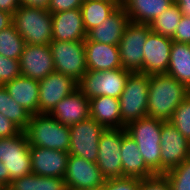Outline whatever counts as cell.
Listing matches in <instances>:
<instances>
[{
  "mask_svg": "<svg viewBox=\"0 0 190 190\" xmlns=\"http://www.w3.org/2000/svg\"><path fill=\"white\" fill-rule=\"evenodd\" d=\"M189 95L188 88L167 74L149 76L148 117L169 121L177 106Z\"/></svg>",
  "mask_w": 190,
  "mask_h": 190,
  "instance_id": "1",
  "label": "cell"
},
{
  "mask_svg": "<svg viewBox=\"0 0 190 190\" xmlns=\"http://www.w3.org/2000/svg\"><path fill=\"white\" fill-rule=\"evenodd\" d=\"M165 121L145 117L129 122L125 129L137 143L146 166L154 173L161 174V129Z\"/></svg>",
  "mask_w": 190,
  "mask_h": 190,
  "instance_id": "2",
  "label": "cell"
},
{
  "mask_svg": "<svg viewBox=\"0 0 190 190\" xmlns=\"http://www.w3.org/2000/svg\"><path fill=\"white\" fill-rule=\"evenodd\" d=\"M12 24L26 44L49 45L52 37V14L45 8L21 5L13 14Z\"/></svg>",
  "mask_w": 190,
  "mask_h": 190,
  "instance_id": "3",
  "label": "cell"
},
{
  "mask_svg": "<svg viewBox=\"0 0 190 190\" xmlns=\"http://www.w3.org/2000/svg\"><path fill=\"white\" fill-rule=\"evenodd\" d=\"M24 132L30 146L69 151V126L61 124L49 114L31 115Z\"/></svg>",
  "mask_w": 190,
  "mask_h": 190,
  "instance_id": "4",
  "label": "cell"
},
{
  "mask_svg": "<svg viewBox=\"0 0 190 190\" xmlns=\"http://www.w3.org/2000/svg\"><path fill=\"white\" fill-rule=\"evenodd\" d=\"M149 76L141 72H131L127 78L119 97L121 118L126 125L148 116Z\"/></svg>",
  "mask_w": 190,
  "mask_h": 190,
  "instance_id": "5",
  "label": "cell"
},
{
  "mask_svg": "<svg viewBox=\"0 0 190 190\" xmlns=\"http://www.w3.org/2000/svg\"><path fill=\"white\" fill-rule=\"evenodd\" d=\"M130 73L129 70L123 68L106 71L88 70L78 82V88L88 99L97 96H109L119 99Z\"/></svg>",
  "mask_w": 190,
  "mask_h": 190,
  "instance_id": "6",
  "label": "cell"
},
{
  "mask_svg": "<svg viewBox=\"0 0 190 190\" xmlns=\"http://www.w3.org/2000/svg\"><path fill=\"white\" fill-rule=\"evenodd\" d=\"M55 72L63 73L79 82L88 71L84 40L51 41L49 43Z\"/></svg>",
  "mask_w": 190,
  "mask_h": 190,
  "instance_id": "7",
  "label": "cell"
},
{
  "mask_svg": "<svg viewBox=\"0 0 190 190\" xmlns=\"http://www.w3.org/2000/svg\"><path fill=\"white\" fill-rule=\"evenodd\" d=\"M0 162L9 172V185L32 173L30 145L24 131L13 137L0 138Z\"/></svg>",
  "mask_w": 190,
  "mask_h": 190,
  "instance_id": "8",
  "label": "cell"
},
{
  "mask_svg": "<svg viewBox=\"0 0 190 190\" xmlns=\"http://www.w3.org/2000/svg\"><path fill=\"white\" fill-rule=\"evenodd\" d=\"M70 145L68 153L96 162L99 152V140L105 127L89 117L69 126Z\"/></svg>",
  "mask_w": 190,
  "mask_h": 190,
  "instance_id": "9",
  "label": "cell"
},
{
  "mask_svg": "<svg viewBox=\"0 0 190 190\" xmlns=\"http://www.w3.org/2000/svg\"><path fill=\"white\" fill-rule=\"evenodd\" d=\"M127 134L125 128L105 129L99 140V152L96 161L106 179L122 177L121 144Z\"/></svg>",
  "mask_w": 190,
  "mask_h": 190,
  "instance_id": "10",
  "label": "cell"
},
{
  "mask_svg": "<svg viewBox=\"0 0 190 190\" xmlns=\"http://www.w3.org/2000/svg\"><path fill=\"white\" fill-rule=\"evenodd\" d=\"M151 31L146 24L130 22L118 44L120 60L123 69L130 72H140L143 68V46Z\"/></svg>",
  "mask_w": 190,
  "mask_h": 190,
  "instance_id": "11",
  "label": "cell"
},
{
  "mask_svg": "<svg viewBox=\"0 0 190 190\" xmlns=\"http://www.w3.org/2000/svg\"><path fill=\"white\" fill-rule=\"evenodd\" d=\"M161 174L190 158V142L169 121L161 129Z\"/></svg>",
  "mask_w": 190,
  "mask_h": 190,
  "instance_id": "12",
  "label": "cell"
},
{
  "mask_svg": "<svg viewBox=\"0 0 190 190\" xmlns=\"http://www.w3.org/2000/svg\"><path fill=\"white\" fill-rule=\"evenodd\" d=\"M64 179L67 190H86L101 187L107 180L96 162L70 154Z\"/></svg>",
  "mask_w": 190,
  "mask_h": 190,
  "instance_id": "13",
  "label": "cell"
},
{
  "mask_svg": "<svg viewBox=\"0 0 190 190\" xmlns=\"http://www.w3.org/2000/svg\"><path fill=\"white\" fill-rule=\"evenodd\" d=\"M78 82L63 73L53 72L39 81V114H49L57 103L73 93Z\"/></svg>",
  "mask_w": 190,
  "mask_h": 190,
  "instance_id": "14",
  "label": "cell"
},
{
  "mask_svg": "<svg viewBox=\"0 0 190 190\" xmlns=\"http://www.w3.org/2000/svg\"><path fill=\"white\" fill-rule=\"evenodd\" d=\"M172 42L171 38L150 31L143 46V68L140 72L148 75L166 74Z\"/></svg>",
  "mask_w": 190,
  "mask_h": 190,
  "instance_id": "15",
  "label": "cell"
},
{
  "mask_svg": "<svg viewBox=\"0 0 190 190\" xmlns=\"http://www.w3.org/2000/svg\"><path fill=\"white\" fill-rule=\"evenodd\" d=\"M21 75L40 81L55 72L49 45L26 44L19 59Z\"/></svg>",
  "mask_w": 190,
  "mask_h": 190,
  "instance_id": "16",
  "label": "cell"
},
{
  "mask_svg": "<svg viewBox=\"0 0 190 190\" xmlns=\"http://www.w3.org/2000/svg\"><path fill=\"white\" fill-rule=\"evenodd\" d=\"M32 174L64 178L69 153L56 149L30 146Z\"/></svg>",
  "mask_w": 190,
  "mask_h": 190,
  "instance_id": "17",
  "label": "cell"
},
{
  "mask_svg": "<svg viewBox=\"0 0 190 190\" xmlns=\"http://www.w3.org/2000/svg\"><path fill=\"white\" fill-rule=\"evenodd\" d=\"M49 115L61 124L71 126L90 117V101L77 88L57 103Z\"/></svg>",
  "mask_w": 190,
  "mask_h": 190,
  "instance_id": "18",
  "label": "cell"
},
{
  "mask_svg": "<svg viewBox=\"0 0 190 190\" xmlns=\"http://www.w3.org/2000/svg\"><path fill=\"white\" fill-rule=\"evenodd\" d=\"M52 21L53 41H81L87 37L80 9L52 13Z\"/></svg>",
  "mask_w": 190,
  "mask_h": 190,
  "instance_id": "19",
  "label": "cell"
},
{
  "mask_svg": "<svg viewBox=\"0 0 190 190\" xmlns=\"http://www.w3.org/2000/svg\"><path fill=\"white\" fill-rule=\"evenodd\" d=\"M130 18L120 5L108 18L87 33L85 40L96 41L104 44L118 45Z\"/></svg>",
  "mask_w": 190,
  "mask_h": 190,
  "instance_id": "20",
  "label": "cell"
},
{
  "mask_svg": "<svg viewBox=\"0 0 190 190\" xmlns=\"http://www.w3.org/2000/svg\"><path fill=\"white\" fill-rule=\"evenodd\" d=\"M88 70L106 71L122 68L118 45L84 40Z\"/></svg>",
  "mask_w": 190,
  "mask_h": 190,
  "instance_id": "21",
  "label": "cell"
},
{
  "mask_svg": "<svg viewBox=\"0 0 190 190\" xmlns=\"http://www.w3.org/2000/svg\"><path fill=\"white\" fill-rule=\"evenodd\" d=\"M4 86L10 97L26 111L31 115L39 114V81L21 75Z\"/></svg>",
  "mask_w": 190,
  "mask_h": 190,
  "instance_id": "22",
  "label": "cell"
},
{
  "mask_svg": "<svg viewBox=\"0 0 190 190\" xmlns=\"http://www.w3.org/2000/svg\"><path fill=\"white\" fill-rule=\"evenodd\" d=\"M90 101V117L96 120L106 129L125 128L120 111V101L118 98L109 96H97Z\"/></svg>",
  "mask_w": 190,
  "mask_h": 190,
  "instance_id": "23",
  "label": "cell"
},
{
  "mask_svg": "<svg viewBox=\"0 0 190 190\" xmlns=\"http://www.w3.org/2000/svg\"><path fill=\"white\" fill-rule=\"evenodd\" d=\"M172 2V0H121V6L132 23L149 25Z\"/></svg>",
  "mask_w": 190,
  "mask_h": 190,
  "instance_id": "24",
  "label": "cell"
},
{
  "mask_svg": "<svg viewBox=\"0 0 190 190\" xmlns=\"http://www.w3.org/2000/svg\"><path fill=\"white\" fill-rule=\"evenodd\" d=\"M120 152L122 159V177L143 179L154 175L146 166L137 143L128 134L122 139Z\"/></svg>",
  "mask_w": 190,
  "mask_h": 190,
  "instance_id": "25",
  "label": "cell"
},
{
  "mask_svg": "<svg viewBox=\"0 0 190 190\" xmlns=\"http://www.w3.org/2000/svg\"><path fill=\"white\" fill-rule=\"evenodd\" d=\"M121 5V0H84L80 11L86 33L97 27Z\"/></svg>",
  "mask_w": 190,
  "mask_h": 190,
  "instance_id": "26",
  "label": "cell"
},
{
  "mask_svg": "<svg viewBox=\"0 0 190 190\" xmlns=\"http://www.w3.org/2000/svg\"><path fill=\"white\" fill-rule=\"evenodd\" d=\"M167 75L190 87V44L172 42Z\"/></svg>",
  "mask_w": 190,
  "mask_h": 190,
  "instance_id": "27",
  "label": "cell"
},
{
  "mask_svg": "<svg viewBox=\"0 0 190 190\" xmlns=\"http://www.w3.org/2000/svg\"><path fill=\"white\" fill-rule=\"evenodd\" d=\"M11 190H67L64 178L29 174L13 180Z\"/></svg>",
  "mask_w": 190,
  "mask_h": 190,
  "instance_id": "28",
  "label": "cell"
},
{
  "mask_svg": "<svg viewBox=\"0 0 190 190\" xmlns=\"http://www.w3.org/2000/svg\"><path fill=\"white\" fill-rule=\"evenodd\" d=\"M0 113L22 131L27 129L31 114L10 97L4 85H0Z\"/></svg>",
  "mask_w": 190,
  "mask_h": 190,
  "instance_id": "29",
  "label": "cell"
},
{
  "mask_svg": "<svg viewBox=\"0 0 190 190\" xmlns=\"http://www.w3.org/2000/svg\"><path fill=\"white\" fill-rule=\"evenodd\" d=\"M182 16L179 6L172 2L166 10L149 24L150 29L155 33L172 38Z\"/></svg>",
  "mask_w": 190,
  "mask_h": 190,
  "instance_id": "30",
  "label": "cell"
},
{
  "mask_svg": "<svg viewBox=\"0 0 190 190\" xmlns=\"http://www.w3.org/2000/svg\"><path fill=\"white\" fill-rule=\"evenodd\" d=\"M26 43L14 25L0 31V54L19 60Z\"/></svg>",
  "mask_w": 190,
  "mask_h": 190,
  "instance_id": "31",
  "label": "cell"
},
{
  "mask_svg": "<svg viewBox=\"0 0 190 190\" xmlns=\"http://www.w3.org/2000/svg\"><path fill=\"white\" fill-rule=\"evenodd\" d=\"M169 122L190 142V95L177 106Z\"/></svg>",
  "mask_w": 190,
  "mask_h": 190,
  "instance_id": "32",
  "label": "cell"
},
{
  "mask_svg": "<svg viewBox=\"0 0 190 190\" xmlns=\"http://www.w3.org/2000/svg\"><path fill=\"white\" fill-rule=\"evenodd\" d=\"M164 174L171 190H190V158Z\"/></svg>",
  "mask_w": 190,
  "mask_h": 190,
  "instance_id": "33",
  "label": "cell"
},
{
  "mask_svg": "<svg viewBox=\"0 0 190 190\" xmlns=\"http://www.w3.org/2000/svg\"><path fill=\"white\" fill-rule=\"evenodd\" d=\"M18 76H21L19 60L0 54V85H5Z\"/></svg>",
  "mask_w": 190,
  "mask_h": 190,
  "instance_id": "34",
  "label": "cell"
},
{
  "mask_svg": "<svg viewBox=\"0 0 190 190\" xmlns=\"http://www.w3.org/2000/svg\"><path fill=\"white\" fill-rule=\"evenodd\" d=\"M140 184L139 178L121 177L107 179L103 185V190H138Z\"/></svg>",
  "mask_w": 190,
  "mask_h": 190,
  "instance_id": "35",
  "label": "cell"
},
{
  "mask_svg": "<svg viewBox=\"0 0 190 190\" xmlns=\"http://www.w3.org/2000/svg\"><path fill=\"white\" fill-rule=\"evenodd\" d=\"M138 190H171L165 174H154L140 179Z\"/></svg>",
  "mask_w": 190,
  "mask_h": 190,
  "instance_id": "36",
  "label": "cell"
},
{
  "mask_svg": "<svg viewBox=\"0 0 190 190\" xmlns=\"http://www.w3.org/2000/svg\"><path fill=\"white\" fill-rule=\"evenodd\" d=\"M84 0H50L47 10L52 13L80 9Z\"/></svg>",
  "mask_w": 190,
  "mask_h": 190,
  "instance_id": "37",
  "label": "cell"
},
{
  "mask_svg": "<svg viewBox=\"0 0 190 190\" xmlns=\"http://www.w3.org/2000/svg\"><path fill=\"white\" fill-rule=\"evenodd\" d=\"M173 41L190 44V16H182L174 36Z\"/></svg>",
  "mask_w": 190,
  "mask_h": 190,
  "instance_id": "38",
  "label": "cell"
},
{
  "mask_svg": "<svg viewBox=\"0 0 190 190\" xmlns=\"http://www.w3.org/2000/svg\"><path fill=\"white\" fill-rule=\"evenodd\" d=\"M22 130L0 113V138H9L20 134Z\"/></svg>",
  "mask_w": 190,
  "mask_h": 190,
  "instance_id": "39",
  "label": "cell"
},
{
  "mask_svg": "<svg viewBox=\"0 0 190 190\" xmlns=\"http://www.w3.org/2000/svg\"><path fill=\"white\" fill-rule=\"evenodd\" d=\"M21 5V0H0V11L14 14Z\"/></svg>",
  "mask_w": 190,
  "mask_h": 190,
  "instance_id": "40",
  "label": "cell"
},
{
  "mask_svg": "<svg viewBox=\"0 0 190 190\" xmlns=\"http://www.w3.org/2000/svg\"><path fill=\"white\" fill-rule=\"evenodd\" d=\"M13 22V14L7 13L5 11H0V31L6 29Z\"/></svg>",
  "mask_w": 190,
  "mask_h": 190,
  "instance_id": "41",
  "label": "cell"
},
{
  "mask_svg": "<svg viewBox=\"0 0 190 190\" xmlns=\"http://www.w3.org/2000/svg\"><path fill=\"white\" fill-rule=\"evenodd\" d=\"M50 0H21V4L25 6H35L47 9Z\"/></svg>",
  "mask_w": 190,
  "mask_h": 190,
  "instance_id": "42",
  "label": "cell"
},
{
  "mask_svg": "<svg viewBox=\"0 0 190 190\" xmlns=\"http://www.w3.org/2000/svg\"><path fill=\"white\" fill-rule=\"evenodd\" d=\"M0 184L4 187L9 186V172L2 162H0Z\"/></svg>",
  "mask_w": 190,
  "mask_h": 190,
  "instance_id": "43",
  "label": "cell"
},
{
  "mask_svg": "<svg viewBox=\"0 0 190 190\" xmlns=\"http://www.w3.org/2000/svg\"><path fill=\"white\" fill-rule=\"evenodd\" d=\"M175 3L179 6L183 16H190V0H176Z\"/></svg>",
  "mask_w": 190,
  "mask_h": 190,
  "instance_id": "44",
  "label": "cell"
},
{
  "mask_svg": "<svg viewBox=\"0 0 190 190\" xmlns=\"http://www.w3.org/2000/svg\"><path fill=\"white\" fill-rule=\"evenodd\" d=\"M86 190H103V186L96 187V188H90V189H86Z\"/></svg>",
  "mask_w": 190,
  "mask_h": 190,
  "instance_id": "45",
  "label": "cell"
},
{
  "mask_svg": "<svg viewBox=\"0 0 190 190\" xmlns=\"http://www.w3.org/2000/svg\"><path fill=\"white\" fill-rule=\"evenodd\" d=\"M2 190H11V189L8 187H4Z\"/></svg>",
  "mask_w": 190,
  "mask_h": 190,
  "instance_id": "46",
  "label": "cell"
},
{
  "mask_svg": "<svg viewBox=\"0 0 190 190\" xmlns=\"http://www.w3.org/2000/svg\"><path fill=\"white\" fill-rule=\"evenodd\" d=\"M3 188H4V186L0 184V190H2Z\"/></svg>",
  "mask_w": 190,
  "mask_h": 190,
  "instance_id": "47",
  "label": "cell"
}]
</instances>
